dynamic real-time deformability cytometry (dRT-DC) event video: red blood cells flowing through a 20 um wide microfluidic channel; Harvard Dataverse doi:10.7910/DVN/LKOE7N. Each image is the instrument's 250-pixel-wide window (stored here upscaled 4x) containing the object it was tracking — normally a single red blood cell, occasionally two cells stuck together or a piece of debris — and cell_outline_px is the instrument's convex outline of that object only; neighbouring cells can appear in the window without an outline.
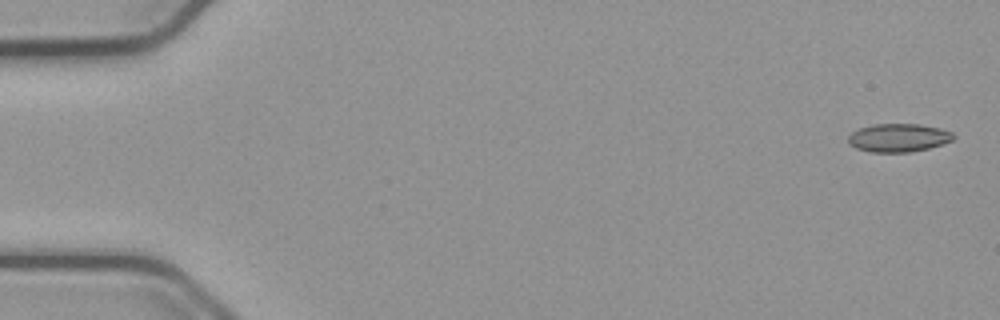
{"species": "common noctule bat (a hibernating species)", "species_latin": "Nyctalus noctula", "temperature_condition": "cold", "stored_images_in_passage": 54, "camera_frame_rate_fps": 3000, "um_per_image_px": 0.085, "animal": {"sex": "male", "body_mass_g": 23.1, "forearm_length_mm": 52.7}, "frame": {"image": 1, "passage_image": 1, "time_ms": 0.0, "image_size_px": [1000, 320], "cell_outline_px": [[956, 136], [952, 140], [928, 148], [908, 152], [872, 152], [856, 148], [848, 144], [848, 136], [852, 132], [860, 128], [872, 124], [920, 124], [940, 128], [952, 132]], "centroid_in_image_um": [76.35, 11.7], "position_along_channel_um": 8.6, "area_um2": 17.28}}
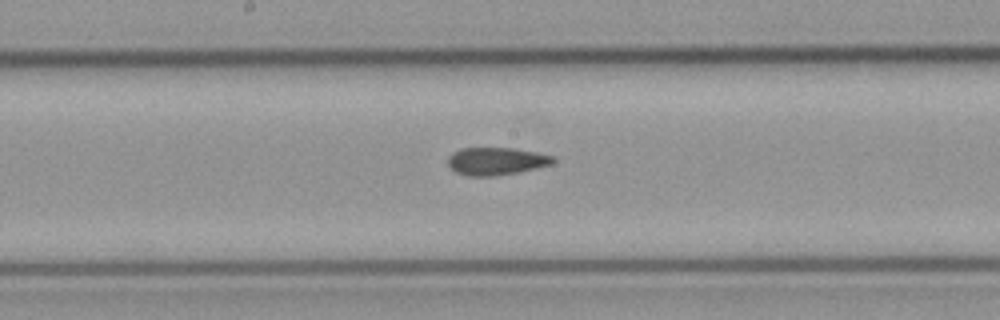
{"frame": {"image": 2, "passage_image": 28, "time_ms": 9.0, "image_size_px": [1000, 320], "cell_outline_px": [[556, 160], [552, 164], [520, 172], [496, 176], [468, 176], [456, 172], [448, 164], [448, 156], [452, 152], [460, 148], [512, 148], [536, 152], [552, 156]], "centroid_in_image_um": [42.17, 13.7], "position_along_channel_um": 206.0, "area_um2": 16.99}}
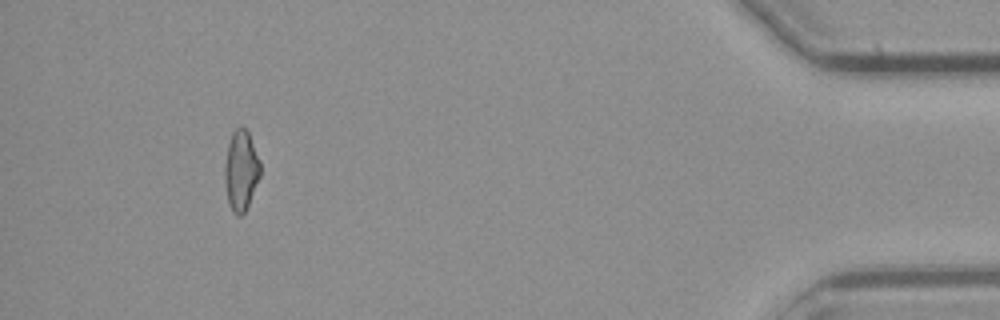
{"frame": {"image": 3, "passage_image": 50, "time_ms": 16.333, "image_size_px": [1000, 320], "cell_outline_px": [[260, 176], [248, 204], [244, 212], [240, 216], [236, 216], [232, 212], [228, 204], [224, 180], [224, 168], [228, 144], [232, 132], [236, 128], [244, 128], [248, 132], [260, 160]], "centroid_in_image_um": [20.47, 14.52], "position_along_channel_um": 414.7, "area_um2": 16.59}, "authors_computed_cell_mechanics": {"area_um2": 17.1666, "velocity_mm_per_s": 3.7866, "shape_relaxation_time_tau1_ms": null, "shape_relaxation_time_tau2_ms": 3.9144, "deformation_change_tau1": null, "deformation_change_tau2": 0.0935}}